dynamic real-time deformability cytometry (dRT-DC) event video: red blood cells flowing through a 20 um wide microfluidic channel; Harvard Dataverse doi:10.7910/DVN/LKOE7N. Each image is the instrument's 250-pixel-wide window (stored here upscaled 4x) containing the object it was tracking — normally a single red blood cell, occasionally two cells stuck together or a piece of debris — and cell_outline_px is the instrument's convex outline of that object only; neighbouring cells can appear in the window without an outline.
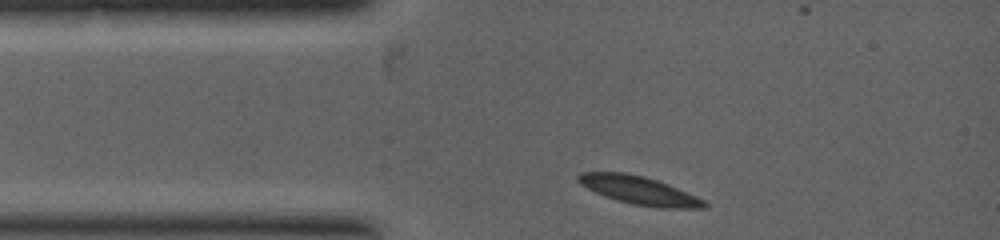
{"species": "common noctule bat (a hibernating species)", "species_latin": "Nyctalus noctula", "temperature_condition": "warm", "stored_images_in_passage": 2, "camera_frame_rate_fps": 5000, "um_per_image_px": 0.085, "animal": {"sex": "female", "body_mass_g": 19.0, "forearm_length_mm": 53.3}, "frame": {"image": 1, "passage_image": 1, "time_ms": 0.0, "image_size_px": [1000, 240], "cell_outline_px": [[708, 208], [660, 208], [632, 204], [616, 200], [604, 196], [580, 184], [576, 180], [576, 176], [580, 172], [624, 172], [644, 176], [668, 184], [696, 196], [704, 200], [708, 204]], "centroid_in_image_um": [54.32, 16.18], "position_along_channel_um": 30.7, "area_um2": 20.75}}